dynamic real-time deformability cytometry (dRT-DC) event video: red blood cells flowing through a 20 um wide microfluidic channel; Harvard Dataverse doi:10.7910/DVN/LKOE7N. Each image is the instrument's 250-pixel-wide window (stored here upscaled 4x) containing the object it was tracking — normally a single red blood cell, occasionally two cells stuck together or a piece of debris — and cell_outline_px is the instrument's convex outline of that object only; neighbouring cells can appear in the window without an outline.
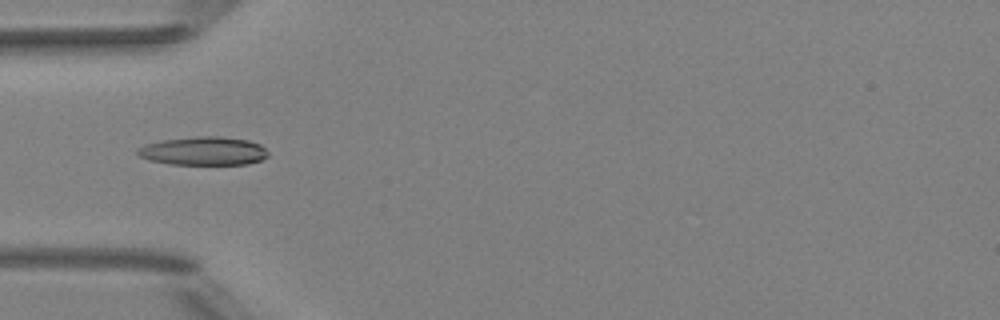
{"species": "Egyptian fruit bat (a non-hibernating species)", "species_latin": "Rousettus aegyptiacus", "temperature_condition": "room temperature", "stored_images_in_passage": 42, "camera_frame_rate_fps": 3000, "um_per_image_px": 0.085, "animal": {"sex": "female"}, "frame": {"image": 1, "passage_image": 7, "time_ms": 2.0, "image_size_px": [1000, 320], "cell_outline_px": [[268, 156], [260, 160], [248, 164], [168, 164], [148, 160], [140, 156], [136, 152], [136, 148], [144, 144], [164, 140], [196, 136], [220, 136], [248, 140], [260, 144], [268, 152]], "centroid_in_image_um": [17.28, 12.83], "position_along_channel_um": 67.7, "area_um2": 21.73}}
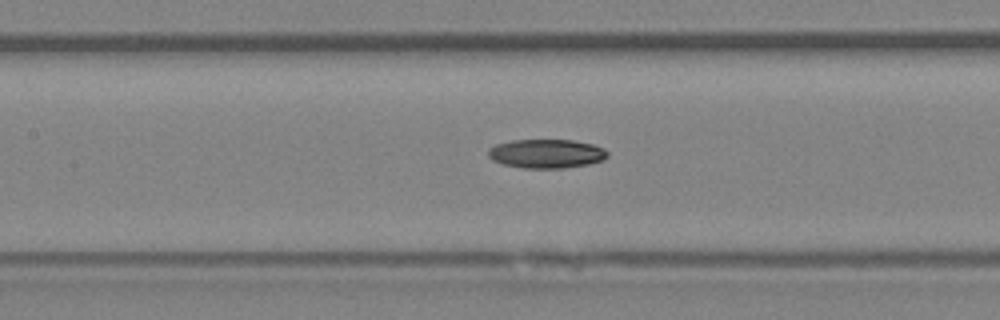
{"frame": {"image": 2, "passage_image": 14, "time_ms": 4.333, "image_size_px": [1000, 320], "cell_outline_px": [[608, 156], [604, 160], [588, 164], [564, 168], [524, 168], [504, 164], [492, 160], [488, 156], [488, 148], [496, 144], [512, 140], [572, 140], [592, 144], [604, 148], [608, 152]], "centroid_in_image_um": [46.45, 13.06], "position_along_channel_um": 161.0, "area_um2": 20.17}}
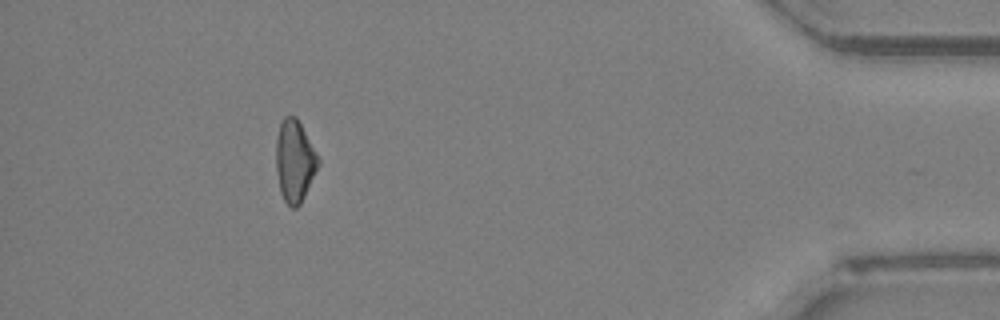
{"frame": {"image": 3, "passage_image": 37, "time_ms": 12.0, "image_size_px": [1000, 320], "cell_outline_px": [[320, 164], [300, 204], [296, 208], [292, 208], [284, 200], [280, 192], [276, 172], [276, 140], [280, 124], [284, 116], [296, 116], [320, 156]], "centroid_in_image_um": [25.06, 13.67], "position_along_channel_um": 410.1, "area_um2": 20.35}}